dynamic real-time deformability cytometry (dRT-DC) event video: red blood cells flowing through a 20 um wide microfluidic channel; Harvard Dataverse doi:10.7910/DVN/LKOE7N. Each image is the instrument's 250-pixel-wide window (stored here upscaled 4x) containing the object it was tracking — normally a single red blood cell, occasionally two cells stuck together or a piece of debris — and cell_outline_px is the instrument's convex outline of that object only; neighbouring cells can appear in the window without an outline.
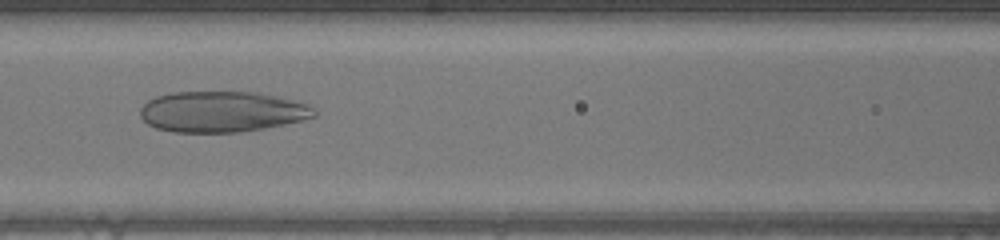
{"species": "human", "species_latin": "Homo sapiens", "temperature_condition": "warm", "stored_images_in_passage": 34, "camera_frame_rate_fps": 3000, "um_per_image_px": 0.085, "donor": {"sex": "male"}, "frame": {"image": 1, "passage_image": 7, "time_ms": 2.0, "image_size_px": [1000, 240], "cell_outline_px": [[316, 116], [284, 124], [264, 128], [236, 132], [172, 132], [156, 128], [148, 124], [140, 116], [140, 108], [148, 100], [156, 96], [172, 92], [256, 92], [300, 100], [312, 104], [316, 108]], "centroid_in_image_um": [18.91, 9.48], "position_along_channel_um": 147.7, "area_um2": 41.73}}
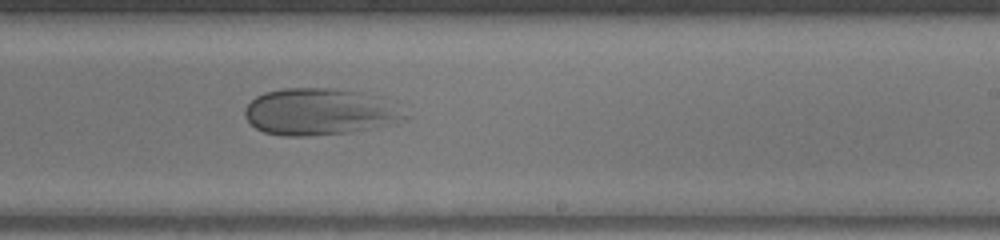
{"frame": {"image": 2, "passage_image": 15, "time_ms": 4.667, "image_size_px": [1000, 240], "cell_outline_px": [[412, 116], [408, 120], [396, 124], [352, 132], [308, 136], [284, 136], [264, 132], [256, 128], [244, 116], [244, 108], [256, 96], [264, 92], [284, 88], [336, 88], [360, 92], [376, 96]], "centroid_in_image_um": [27.19, 9.51], "position_along_channel_um": 261.8, "area_um2": 43.93}}
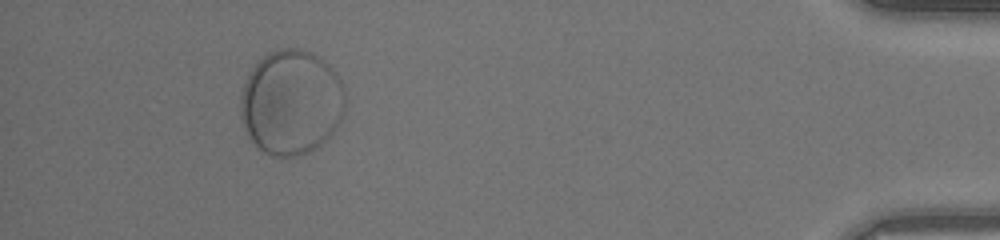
{"frame": {"image": 3, "passage_image": 30, "time_ms": 9.667, "image_size_px": [1000, 240], "cell_outline_px": [[348, 104], [340, 124], [316, 148], [300, 156], [276, 156], [264, 152], [256, 148], [244, 132], [240, 112], [240, 96], [244, 84], [252, 68], [268, 52], [276, 48], [300, 48], [312, 52], [320, 56], [336, 72], [344, 88], [348, 100]], "centroid_in_image_um": [24.77, 8.7], "position_along_channel_um": 410.4, "area_um2": 65.14}}